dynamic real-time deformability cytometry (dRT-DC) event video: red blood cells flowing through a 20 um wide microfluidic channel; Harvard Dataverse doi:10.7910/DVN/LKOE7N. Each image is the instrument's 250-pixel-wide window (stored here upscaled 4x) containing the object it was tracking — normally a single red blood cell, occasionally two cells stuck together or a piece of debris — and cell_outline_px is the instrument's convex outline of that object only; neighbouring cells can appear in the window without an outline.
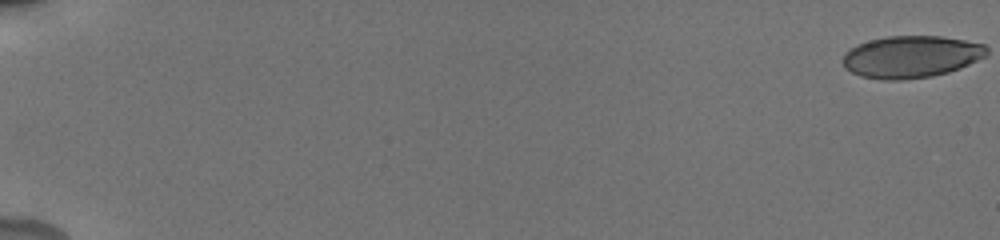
{"species": "human", "species_latin": "Homo sapiens", "temperature_condition": "cold", "stored_images_in_passage": 56, "camera_frame_rate_fps": 3000, "um_per_image_px": 0.085, "donor": {"sex": "male"}, "frame": {"image": 1, "passage_image": 1, "time_ms": 0.0, "image_size_px": [1000, 240], "cell_outline_px": [[980, 44], [972, 56], [964, 64], [956, 68], [940, 72], [920, 76], [872, 76], [844, 60], [856, 48], [864, 44], [876, 40], [908, 36], [924, 36], [956, 40]], "centroid_in_image_um": [77.44, 4.76], "position_along_channel_um": 7.6, "area_um2": 29.07}}
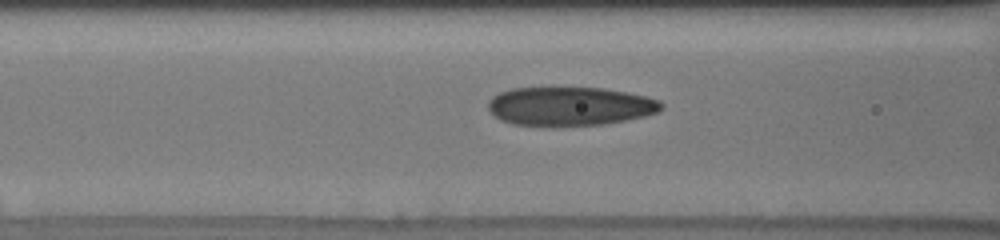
{"frame": {"image": 2, "passage_image": 26, "time_ms": 8.333, "image_size_px": [1000, 240], "cell_outline_px": [[656, 108], [648, 112], [628, 116], [604, 120], [548, 124], [516, 120], [504, 116], [496, 112], [492, 108], [492, 104], [500, 96], [508, 92], [540, 88], [580, 88], [612, 92], [652, 100], [656, 104]], "centroid_in_image_um": [48.36, 8.96], "position_along_channel_um": 118.2, "area_um2": 31.91}}
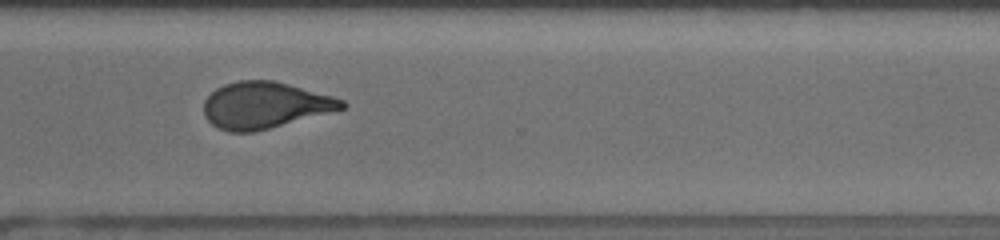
{"frame": {"image": 3, "passage_image": 44, "time_ms": 14.333, "image_size_px": [1000, 240], "cell_outline_px": [[344, 104], [340, 108], [260, 128], [224, 128], [216, 124], [208, 116], [208, 100], [220, 88], [232, 84], [260, 80], [280, 84], [340, 100]], "centroid_in_image_um": [22.51, 8.9], "position_along_channel_um": 348.1, "area_um2": 31.91}, "authors_computed_cell_mechanics": {"area_um2": 30.4606, "velocity_mm_per_s": 3.8363, "shape_relaxation_time_tau1_ms": 7.6615, "shape_relaxation_time_tau2_ms": 1.5407, "deformation_change_tau1": 0.2477, "deformation_change_tau2": 0.1089}}